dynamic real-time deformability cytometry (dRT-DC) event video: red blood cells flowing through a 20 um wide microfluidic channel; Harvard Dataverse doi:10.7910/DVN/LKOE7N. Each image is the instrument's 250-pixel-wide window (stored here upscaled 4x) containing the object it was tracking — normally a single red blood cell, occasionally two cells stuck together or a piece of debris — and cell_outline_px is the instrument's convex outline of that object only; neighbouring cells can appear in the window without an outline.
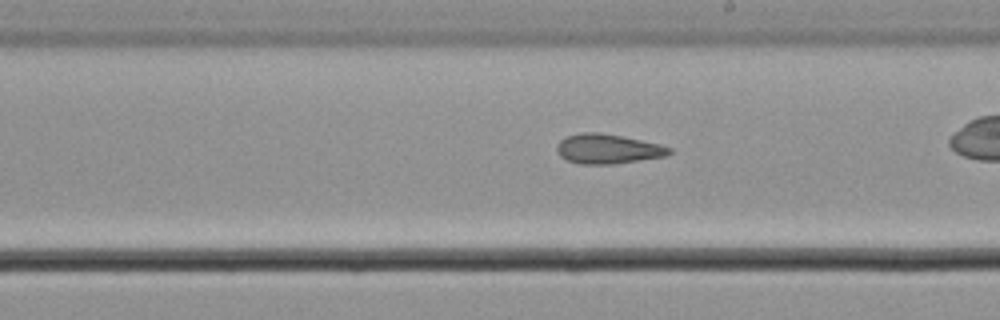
{"species": "common noctule bat (a hibernating species)", "species_latin": "Nyctalus noctula", "temperature_condition": "cold", "stored_images_in_passage": 43, "camera_frame_rate_fps": 3000, "um_per_image_px": 0.085, "animal": {"sex": "male", "body_mass_g": 21.5, "forearm_length_mm": 52.0}, "frame": {"image": 1, "passage_image": 31, "time_ms": 10.0, "image_size_px": [1000, 320], "cell_outline_px": [[672, 152], [668, 156], [612, 164], [580, 164], [568, 160], [560, 156], [556, 148], [560, 140], [568, 136], [580, 132], [600, 132], [624, 136], [660, 144], [672, 148]], "centroid_in_image_um": [51.7, 12.65], "position_along_channel_um": 237.3, "area_um2": 19.54}}